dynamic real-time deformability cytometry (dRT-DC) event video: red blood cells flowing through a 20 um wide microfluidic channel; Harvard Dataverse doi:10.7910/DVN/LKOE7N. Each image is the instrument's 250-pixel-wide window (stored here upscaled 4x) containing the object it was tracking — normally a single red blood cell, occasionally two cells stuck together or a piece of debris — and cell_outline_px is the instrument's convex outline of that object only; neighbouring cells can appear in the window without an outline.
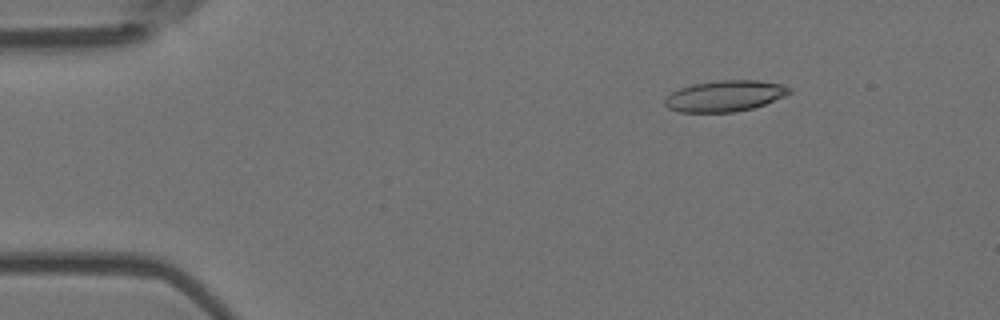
{"species": "Egyptian fruit bat (a non-hibernating species)", "species_latin": "Rousettus aegyptiacus", "temperature_condition": "room temperature", "stored_images_in_passage": 3, "camera_frame_rate_fps": 3000, "um_per_image_px": 0.085, "animal": {"sex": "female"}, "frame": {"image": 1, "passage_image": 1, "time_ms": 0.0, "image_size_px": [1000, 320], "cell_outline_px": [[792, 92], [784, 96], [764, 104], [752, 108], [732, 112], [680, 112], [668, 108], [664, 104], [664, 100], [672, 92], [680, 88], [692, 84], [716, 80], [756, 80], [780, 84], [792, 88]], "centroid_in_image_um": [61.6, 8.15], "position_along_channel_um": 23.4, "area_um2": 22.43}}